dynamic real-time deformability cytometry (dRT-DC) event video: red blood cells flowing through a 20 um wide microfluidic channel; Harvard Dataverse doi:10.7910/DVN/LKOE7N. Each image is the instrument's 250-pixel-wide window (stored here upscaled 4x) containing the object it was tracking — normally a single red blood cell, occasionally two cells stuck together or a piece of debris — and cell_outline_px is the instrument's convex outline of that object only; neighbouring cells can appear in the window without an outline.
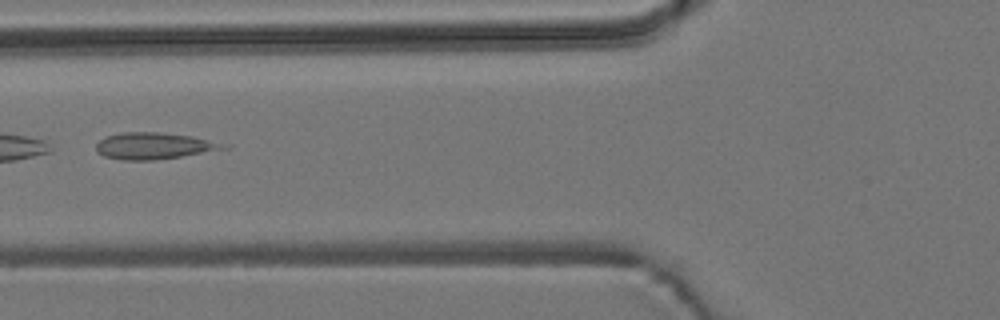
{"species": "common noctule bat (a hibernating species)", "species_latin": "Nyctalus noctula", "temperature_condition": "room temperature", "stored_images_in_passage": 5, "camera_frame_rate_fps": 3000, "um_per_image_px": 0.085, "animal": {"sex": "male", "body_mass_g": 19.2, "forearm_length_mm": 51.8}, "frame": {"image": 1, "passage_image": 2, "time_ms": 1.333, "image_size_px": [1000, 320], "cell_outline_px": [[232, 144], [228, 148], [180, 156], [152, 160], [120, 160], [104, 156], [96, 152], [96, 144], [100, 140], [108, 136], [124, 132], [160, 132], [192, 136]], "centroid_in_image_um": [13.11, 12.39], "position_along_channel_um": 112.7, "area_um2": 19.71}}
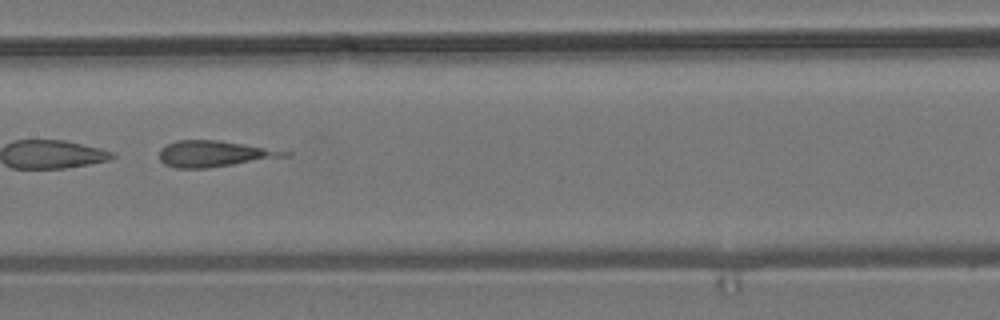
{"frame": {"image": 2, "passage_image": 4, "time_ms": 3.333, "image_size_px": [1000, 320], "cell_outline_px": [[292, 156], [208, 168], [172, 168], [164, 164], [160, 160], [160, 148], [176, 140], [220, 140], [292, 152]], "centroid_in_image_um": [18.22, 13.08], "position_along_channel_um": 189.2, "area_um2": 19.19}}
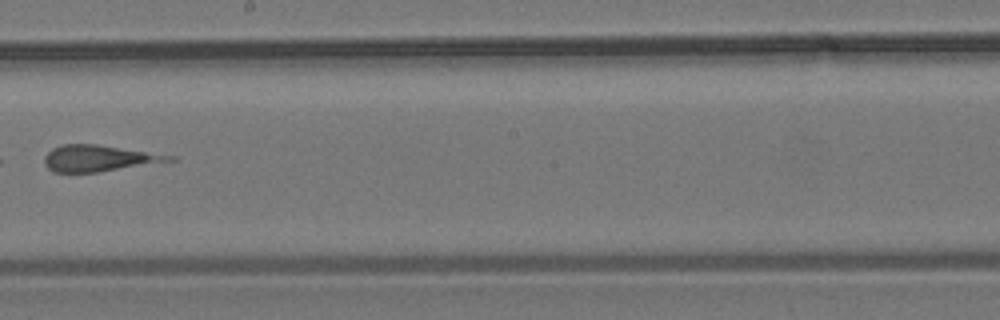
{"frame": {"image": 3, "passage_image": 5, "time_ms": 4.667, "image_size_px": [1000, 320], "cell_outline_px": [[176, 160], [96, 172], [52, 172], [44, 164], [44, 156], [52, 148], [60, 144], [96, 144], [176, 156]], "centroid_in_image_um": [8.35, 13.44], "position_along_channel_um": 239.8, "area_um2": 18.96}}